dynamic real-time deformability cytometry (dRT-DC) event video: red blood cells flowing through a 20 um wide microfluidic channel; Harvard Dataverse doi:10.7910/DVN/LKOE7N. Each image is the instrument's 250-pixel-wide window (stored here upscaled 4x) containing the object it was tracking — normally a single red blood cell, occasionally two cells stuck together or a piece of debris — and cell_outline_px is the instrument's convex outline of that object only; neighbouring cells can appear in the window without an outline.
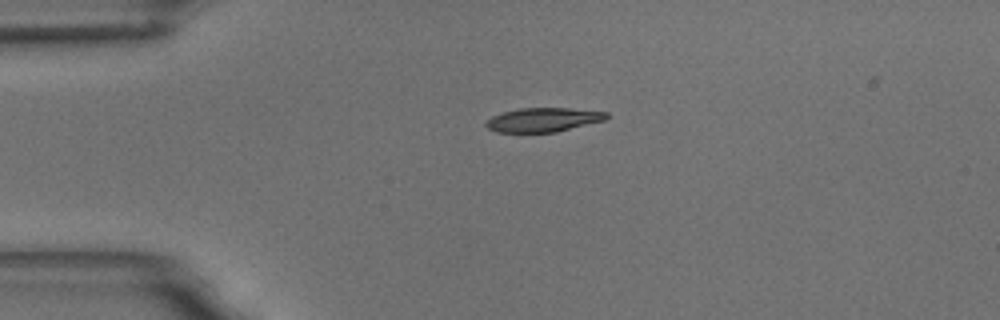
{"species": "common noctule bat (a hibernating species)", "species_latin": "Nyctalus noctula", "temperature_condition": "room temperature", "stored_images_in_passage": 3, "camera_frame_rate_fps": 3000, "um_per_image_px": 0.085, "animal": {"sex": "male", "body_mass_g": 18.8}, "frame": {"image": 1, "passage_image": 1, "time_ms": 0.0, "image_size_px": [1000, 320], "cell_outline_px": [[608, 116], [604, 120], [556, 132], [496, 132], [488, 128], [484, 124], [492, 116], [504, 112], [520, 108], [568, 108], [608, 112]], "centroid_in_image_um": [46.16, 10.18], "position_along_channel_um": 38.8, "area_um2": 16.7}}
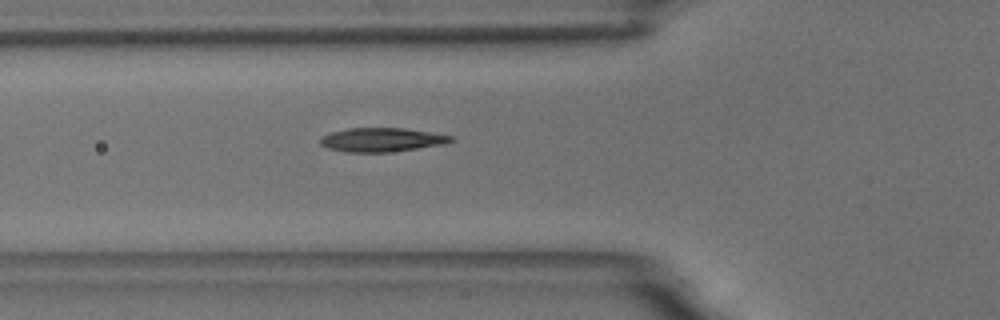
{"frame": {"image": 2, "passage_image": 3, "time_ms": 2.333, "image_size_px": [1000, 320], "cell_outline_px": [[456, 140], [444, 144], [388, 152], [348, 152], [328, 148], [320, 144], [320, 136], [332, 132], [348, 128], [404, 128], [452, 136]], "centroid_in_image_um": [32.42, 11.88], "position_along_channel_um": 93.4, "area_um2": 18.03}}